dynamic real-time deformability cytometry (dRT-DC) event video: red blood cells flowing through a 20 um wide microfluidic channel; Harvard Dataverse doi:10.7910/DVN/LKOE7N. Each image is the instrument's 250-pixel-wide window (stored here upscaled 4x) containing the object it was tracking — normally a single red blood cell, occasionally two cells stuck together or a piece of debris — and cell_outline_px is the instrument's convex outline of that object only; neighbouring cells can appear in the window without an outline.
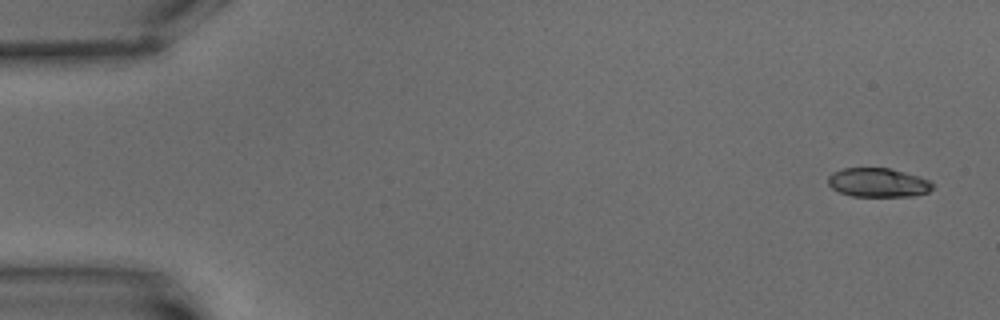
{"species": "common noctule bat (a hibernating species)", "species_latin": "Nyctalus noctula", "temperature_condition": "warm", "stored_images_in_passage": 6, "camera_frame_rate_fps": 3000, "um_per_image_px": 0.085, "animal": {"sex": "male", "body_mass_g": 15.6}, "frame": {"image": 1, "passage_image": 1, "time_ms": 0.0, "image_size_px": [1000, 320], "cell_outline_px": [[932, 188], [928, 192], [912, 196], [852, 196], [840, 192], [832, 188], [828, 184], [828, 176], [832, 172], [844, 168], [888, 168], [920, 176], [932, 180]], "centroid_in_image_um": [74.64, 15.51], "position_along_channel_um": 10.4, "area_um2": 17.69}}
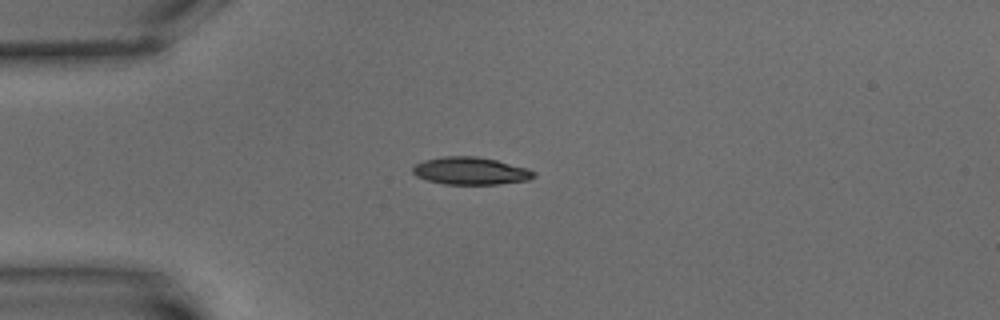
{"frame": {"image": 2, "passage_image": 5, "time_ms": 4.667, "image_size_px": [1000, 320], "cell_outline_px": [[536, 176], [528, 180], [500, 184], [444, 184], [428, 180], [416, 176], [412, 172], [412, 168], [416, 164], [424, 160], [444, 156], [476, 156], [496, 160], [528, 168], [536, 172]], "centroid_in_image_um": [40.02, 14.52], "position_along_channel_um": 45.0, "area_um2": 19.42}}